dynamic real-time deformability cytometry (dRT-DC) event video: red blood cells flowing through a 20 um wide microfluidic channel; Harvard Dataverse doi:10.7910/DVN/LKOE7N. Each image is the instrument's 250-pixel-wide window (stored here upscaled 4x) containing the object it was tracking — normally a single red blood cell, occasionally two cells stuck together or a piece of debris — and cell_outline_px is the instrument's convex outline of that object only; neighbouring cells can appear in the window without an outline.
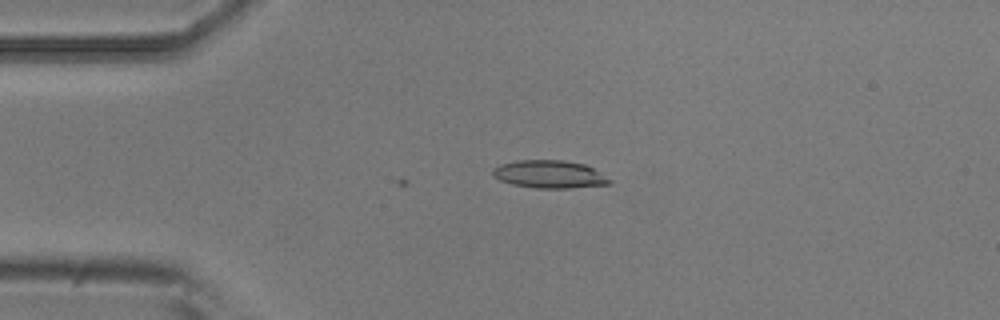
{"species": "common noctule bat (a hibernating species)", "species_latin": "Nyctalus noctula", "temperature_condition": "room temperature", "stored_images_in_passage": 7, "camera_frame_rate_fps": 3000, "um_per_image_px": 0.085, "animal": {"sex": "male", "body_mass_g": 20.5, "forearm_length_mm": 52.5}, "frame": {"image": 1, "passage_image": 7, "time_ms": 2.0, "image_size_px": [1000, 320], "cell_outline_px": [[612, 184], [572, 188], [536, 188], [512, 184], [500, 180], [492, 176], [492, 168], [500, 164], [516, 160], [564, 160], [584, 164], [592, 168], [612, 180]], "centroid_in_image_um": [46.68, 14.81], "position_along_channel_um": 38.3, "area_um2": 19.02}}